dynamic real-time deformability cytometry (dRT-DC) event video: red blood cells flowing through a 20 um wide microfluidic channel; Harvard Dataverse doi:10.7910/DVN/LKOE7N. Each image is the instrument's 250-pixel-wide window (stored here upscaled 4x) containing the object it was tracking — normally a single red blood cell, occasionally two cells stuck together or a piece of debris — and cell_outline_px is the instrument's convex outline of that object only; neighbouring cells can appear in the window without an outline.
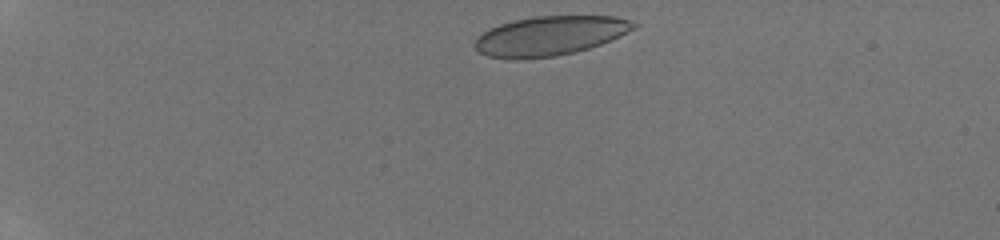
{"species": "human", "species_latin": "Homo sapiens", "temperature_condition": "room temperature", "stored_images_in_passage": 22, "camera_frame_rate_fps": 3000, "um_per_image_px": 0.085, "donor": {"sex": "male"}, "frame": {"image": 1, "passage_image": 1, "time_ms": 0.0, "image_size_px": [1000, 240], "cell_outline_px": [[640, 24], [636, 28], [620, 36], [600, 44], [588, 48], [556, 56], [520, 60], [512, 60], [488, 56], [480, 52], [476, 48], [476, 40], [484, 32], [500, 24], [516, 20], [536, 16], [616, 16]], "centroid_in_image_um": [46.78, 3.05], "position_along_channel_um": 38.2, "area_um2": 36.24}}
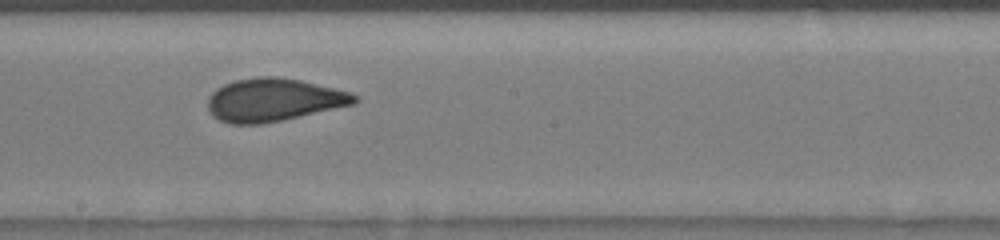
{"frame": {"image": 2, "passage_image": 12, "time_ms": 6.667, "image_size_px": [1000, 240], "cell_outline_px": [[360, 100], [356, 104], [280, 120], [260, 124], [232, 124], [220, 120], [212, 116], [208, 112], [208, 96], [216, 88], [224, 84], [236, 80], [260, 76], [276, 76], [300, 80], [348, 92], [360, 96]], "centroid_in_image_um": [23.24, 8.49], "position_along_channel_um": 225.0, "area_um2": 36.65}}
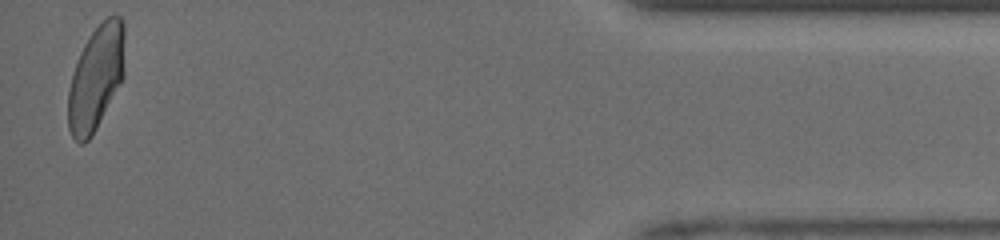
{"frame": {"image": 3, "passage_image": 22, "time_ms": 13.0, "image_size_px": [1000, 240], "cell_outline_px": [[124, 76], [92, 136], [84, 144], [80, 144], [72, 136], [68, 128], [68, 92], [72, 76], [80, 52], [84, 44], [92, 32], [108, 16], [120, 16], [124, 24]], "centroid_in_image_um": [8.16, 6.63], "position_along_channel_um": 427.0, "area_um2": 34.22}, "authors_computed_cell_mechanics": {"area_um2": 36.414, "velocity_mm_per_s": 4.1042, "shape_relaxation_time_tau1_ms": 4.626, "shape_relaxation_time_tau2_ms": 0.6987, "deformation_change_tau1": 0.1302, "deformation_change_tau2": 0.0481}}